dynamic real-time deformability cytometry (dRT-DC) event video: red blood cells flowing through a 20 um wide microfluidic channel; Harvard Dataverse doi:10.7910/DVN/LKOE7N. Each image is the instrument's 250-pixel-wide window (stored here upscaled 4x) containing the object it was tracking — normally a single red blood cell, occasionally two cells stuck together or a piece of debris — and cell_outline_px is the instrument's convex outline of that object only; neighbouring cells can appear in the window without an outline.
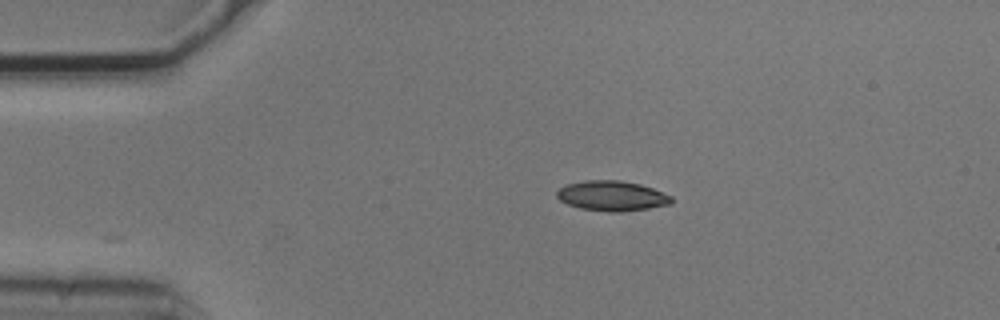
{"species": "common noctule bat (a hibernating species)", "species_latin": "Nyctalus noctula", "temperature_condition": "cold", "stored_images_in_passage": 2, "camera_frame_rate_fps": 3000, "um_per_image_px": 0.085, "animal": {"sex": "male", "body_mass_g": 20.5, "forearm_length_mm": 52.5}, "frame": {"image": 1, "passage_image": 2, "time_ms": 0.333, "image_size_px": [1000, 320], "cell_outline_px": [[672, 204], [648, 208], [620, 212], [608, 212], [580, 208], [568, 204], [560, 200], [556, 196], [556, 192], [564, 184], [584, 180], [620, 180], [640, 184], [652, 188], [672, 196]], "centroid_in_image_um": [51.99, 16.64], "position_along_channel_um": 33.0, "area_um2": 20.17}}